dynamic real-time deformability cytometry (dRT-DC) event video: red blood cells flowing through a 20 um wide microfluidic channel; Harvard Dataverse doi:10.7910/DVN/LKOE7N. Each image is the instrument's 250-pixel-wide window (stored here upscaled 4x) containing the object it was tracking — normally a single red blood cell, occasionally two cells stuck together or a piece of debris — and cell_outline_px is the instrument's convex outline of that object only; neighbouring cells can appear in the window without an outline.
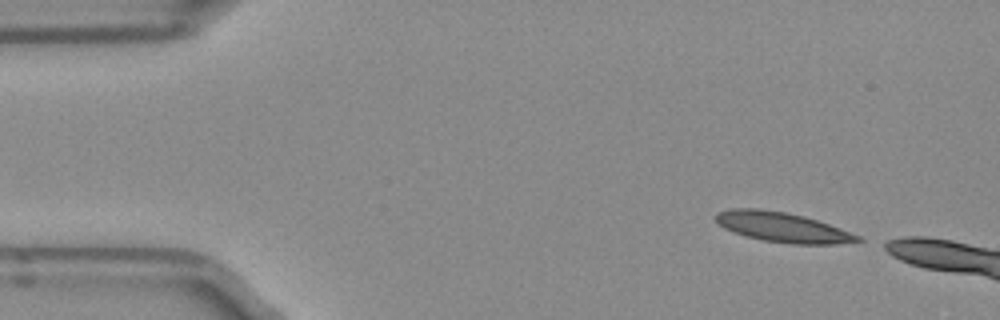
{"species": "Egyptian fruit bat (a non-hibernating species)", "species_latin": "Rousettus aegyptiacus", "temperature_condition": "room temperature", "stored_images_in_passage": 9, "camera_frame_rate_fps": 3000, "um_per_image_px": 0.085, "frame": {"image": 1, "passage_image": 1, "time_ms": 0.0, "image_size_px": [1000, 320], "cell_outline_px": [[864, 240], [836, 244], [792, 244], [764, 240], [732, 232], [724, 228], [716, 220], [716, 212], [732, 208], [760, 208], [788, 212], [804, 216], [828, 224], [860, 236]], "centroid_in_image_um": [66.49, 19.3], "position_along_channel_um": 18.5, "area_um2": 24.51}}